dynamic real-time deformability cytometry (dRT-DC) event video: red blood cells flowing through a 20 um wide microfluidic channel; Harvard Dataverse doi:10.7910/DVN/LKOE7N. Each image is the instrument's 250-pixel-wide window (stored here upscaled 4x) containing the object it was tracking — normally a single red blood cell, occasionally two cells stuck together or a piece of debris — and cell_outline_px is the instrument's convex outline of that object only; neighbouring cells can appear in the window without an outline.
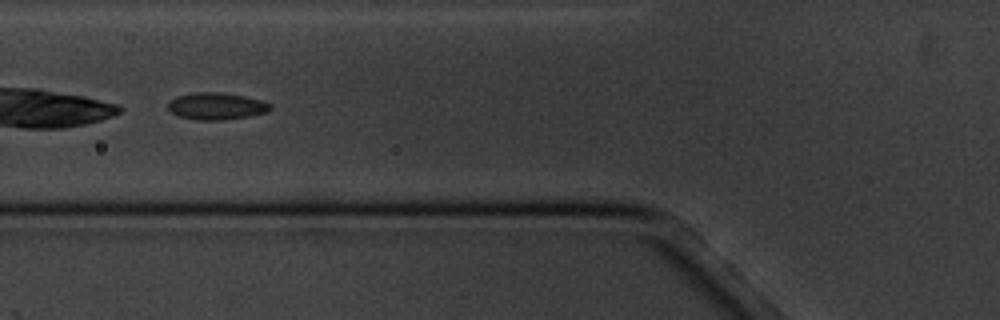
{"species": "common noctule bat (a hibernating species)", "species_latin": "Nyctalus noctula", "temperature_condition": "cold", "stored_images_in_passage": 9, "camera_frame_rate_fps": 3000, "um_per_image_px": 0.085, "animal": {"sex": "male", "body_mass_g": 20.1, "forearm_length_mm": 53.5}, "frame": {"image": 1, "passage_image": 6, "time_ms": 6.0, "image_size_px": [1000, 320], "cell_outline_px": [[272, 108], [268, 112], [248, 116], [224, 120], [196, 120], [180, 116], [172, 112], [168, 108], [168, 100], [176, 96], [196, 92], [216, 92], [244, 96], [260, 100], [272, 104]], "centroid_in_image_um": [18.39, 9.02], "position_along_channel_um": 107.4, "area_um2": 16.07}}
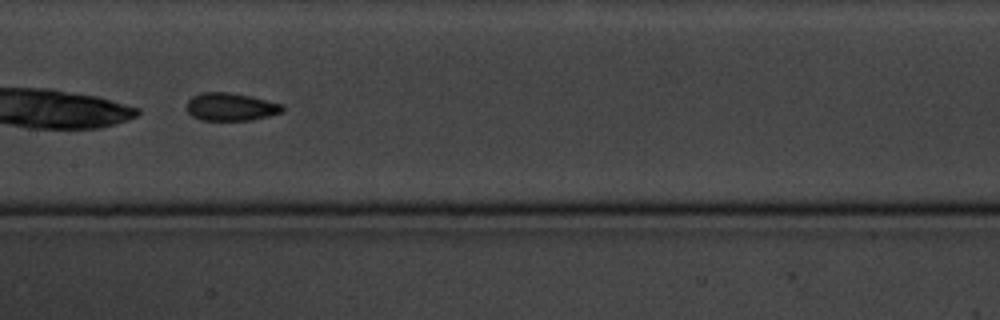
{"frame": {"image": 2, "passage_image": 8, "time_ms": 8.333, "image_size_px": [1000, 320], "cell_outline_px": [[284, 112], [252, 120], [200, 120], [192, 116], [184, 108], [188, 100], [192, 96], [200, 92], [228, 92], [252, 96], [284, 104]], "centroid_in_image_um": [19.61, 9.07], "position_along_channel_um": 187.8, "area_um2": 15.9}}